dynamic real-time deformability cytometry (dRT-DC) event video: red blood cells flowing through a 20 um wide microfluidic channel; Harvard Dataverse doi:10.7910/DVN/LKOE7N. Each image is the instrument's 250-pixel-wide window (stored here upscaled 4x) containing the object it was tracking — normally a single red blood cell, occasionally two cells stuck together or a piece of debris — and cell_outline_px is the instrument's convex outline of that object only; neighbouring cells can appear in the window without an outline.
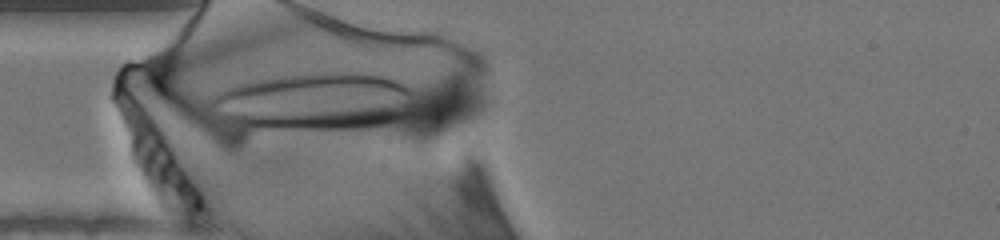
{"species": "human", "species_latin": "Homo sapiens", "temperature_condition": "warm", "stored_images_in_passage": 45, "segment_of_instrument_passage": [1, 2], "camera_frame_rate_fps": 3000, "um_per_image_px": 0.085, "donor": {"sex": "male"}, "frame": {"image": 1, "passage_image": 7, "time_ms": 2.0, "image_size_px": [1000, 240], "cell_outline_px": [[408, 92], [400, 116], [384, 124], [360, 128], [244, 128], [212, 124], [212, 100], [220, 92], [228, 88], [252, 80], [276, 76], [304, 72], [368, 72], [384, 76], [400, 84]], "centroid_in_image_um": [26.42, 8.63], "position_along_channel_um": 58.6, "area_um2": 68.15}}